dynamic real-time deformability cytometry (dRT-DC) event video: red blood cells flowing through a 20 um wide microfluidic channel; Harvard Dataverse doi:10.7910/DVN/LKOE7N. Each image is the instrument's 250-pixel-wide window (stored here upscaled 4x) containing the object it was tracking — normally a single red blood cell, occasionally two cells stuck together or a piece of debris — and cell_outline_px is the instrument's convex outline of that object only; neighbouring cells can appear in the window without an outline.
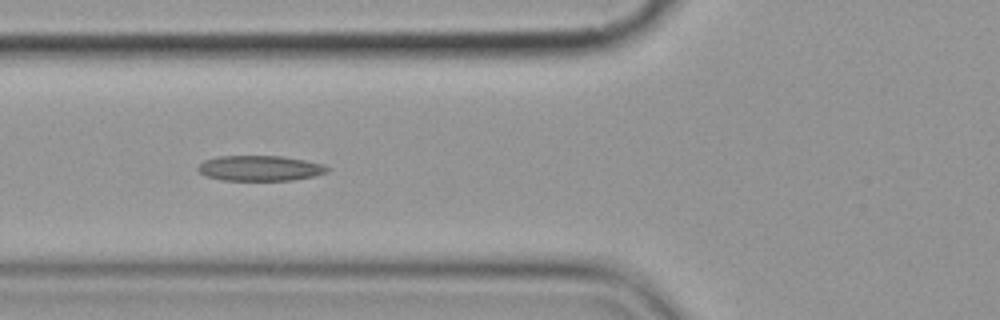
{"species": "common noctule bat (a hibernating species)", "species_latin": "Nyctalus noctula", "temperature_condition": "cold", "stored_images_in_passage": 9, "camera_frame_rate_fps": 3000, "um_per_image_px": 0.085, "animal": {"sex": "female", "body_mass_g": 19.9}, "frame": {"image": 1, "passage_image": 6, "time_ms": 6.0, "image_size_px": [1000, 320], "cell_outline_px": [[328, 172], [312, 176], [292, 180], [220, 180], [204, 176], [196, 168], [204, 160], [220, 156], [280, 156], [304, 160], [324, 164], [328, 168]], "centroid_in_image_um": [22.06, 14.3], "position_along_channel_um": 103.7, "area_um2": 19.02}}
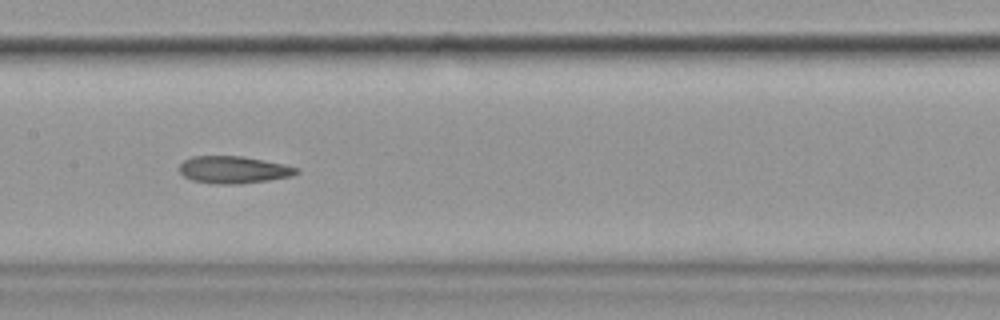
{"frame": {"image": 2, "passage_image": 8, "time_ms": 8.333, "image_size_px": [1000, 320], "cell_outline_px": [[300, 172], [292, 176], [268, 180], [236, 184], [212, 184], [192, 180], [184, 176], [180, 172], [180, 164], [184, 160], [192, 156], [244, 156], [284, 164], [300, 168]], "centroid_in_image_um": [19.87, 14.42], "position_along_channel_um": 187.5, "area_um2": 18.67}}
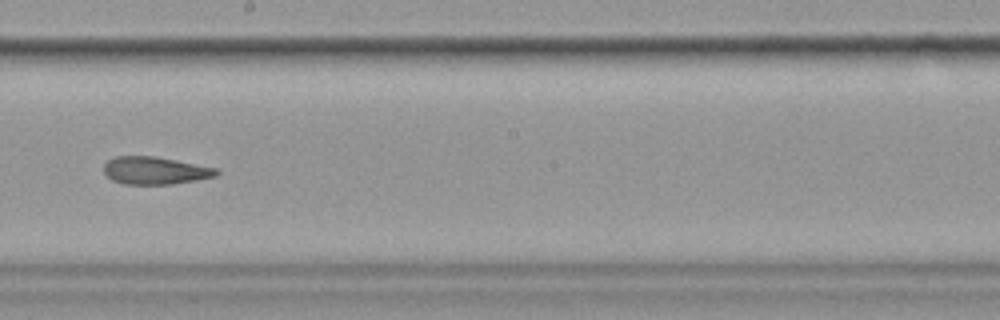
{"frame": {"image": 3, "passage_image": 9, "time_ms": 9.667, "image_size_px": [1000, 320], "cell_outline_px": [[220, 172], [216, 176], [196, 180], [172, 184], [124, 184], [112, 180], [104, 172], [104, 164], [108, 160], [116, 156], [152, 156], [176, 160], [216, 168]], "centroid_in_image_um": [13.17, 14.5], "position_along_channel_um": 235.0, "area_um2": 17.98}}